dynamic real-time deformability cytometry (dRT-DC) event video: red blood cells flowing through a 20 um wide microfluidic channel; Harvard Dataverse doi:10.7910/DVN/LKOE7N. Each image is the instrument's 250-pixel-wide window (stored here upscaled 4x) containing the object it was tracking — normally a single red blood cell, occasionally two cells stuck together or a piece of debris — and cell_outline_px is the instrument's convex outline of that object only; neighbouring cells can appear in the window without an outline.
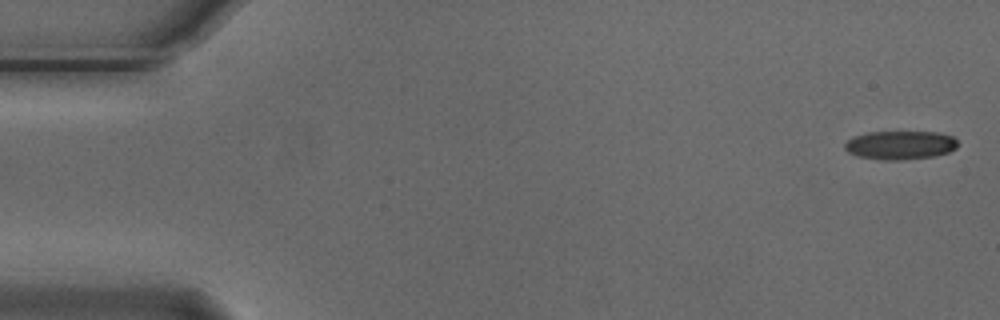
{"species": "Egyptian fruit bat (a non-hibernating species)", "species_latin": "Rousettus aegyptiacus", "temperature_condition": "cold", "stored_images_in_passage": 5, "camera_frame_rate_fps": 3000, "um_per_image_px": 0.085, "animal": {"sex": "male"}, "frame": {"image": 1, "passage_image": 1, "time_ms": 0.0, "image_size_px": [1000, 320], "cell_outline_px": [[956, 148], [948, 152], [936, 156], [900, 160], [884, 160], [856, 156], [848, 152], [844, 148], [844, 144], [852, 136], [868, 132], [940, 132], [952, 136], [956, 140]], "centroid_in_image_um": [76.49, 12.33], "position_along_channel_um": 8.5, "area_um2": 18.96}}
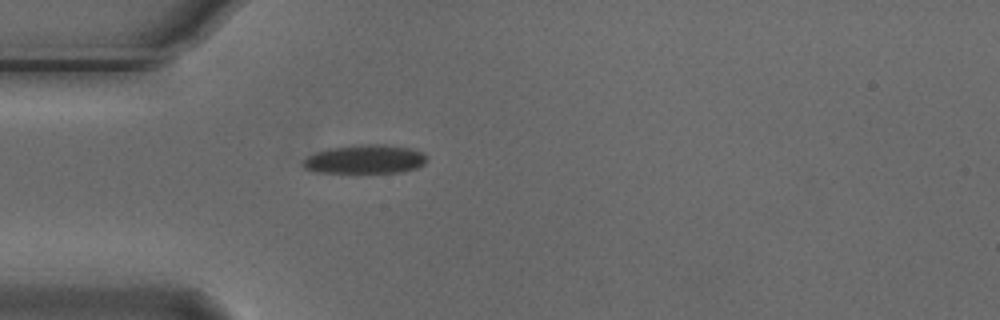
{"frame": {"image": 2, "passage_image": 5, "time_ms": 1.333, "image_size_px": [1000, 320], "cell_outline_px": [[428, 160], [424, 164], [416, 168], [400, 172], [316, 172], [304, 168], [304, 160], [308, 156], [316, 152], [328, 148], [352, 144], [384, 144], [408, 148], [420, 152], [428, 156]], "centroid_in_image_um": [31.04, 13.52], "position_along_channel_um": 54.0, "area_um2": 20.75}}